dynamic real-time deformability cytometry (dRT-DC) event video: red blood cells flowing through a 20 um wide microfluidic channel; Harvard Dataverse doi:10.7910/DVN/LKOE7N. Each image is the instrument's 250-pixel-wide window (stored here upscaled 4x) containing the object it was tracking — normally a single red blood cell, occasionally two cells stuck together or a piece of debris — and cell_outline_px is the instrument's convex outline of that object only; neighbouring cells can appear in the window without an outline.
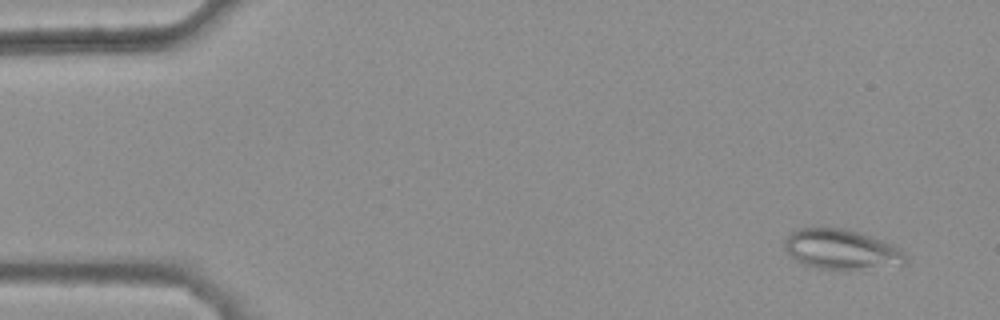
{"species": "common noctule bat (a hibernating species)", "species_latin": "Nyctalus noctula", "temperature_condition": "warm", "stored_images_in_passage": 45, "camera_frame_rate_fps": 3000, "um_per_image_px": 0.085, "animal": {"sex": "female", "body_mass_g": 25.1}, "frame": {"image": 1, "passage_image": 4, "time_ms": 1.0, "image_size_px": [1000, 320], "cell_outline_px": [[904, 264], [844, 272], [816, 268], [804, 264], [796, 260], [784, 248], [784, 240], [796, 228], [844, 228], [860, 232], [872, 236], [892, 244], [900, 248], [904, 252]], "centroid_in_image_um": [71.51, 21.22], "position_along_channel_um": 13.5, "area_um2": 28.67}}
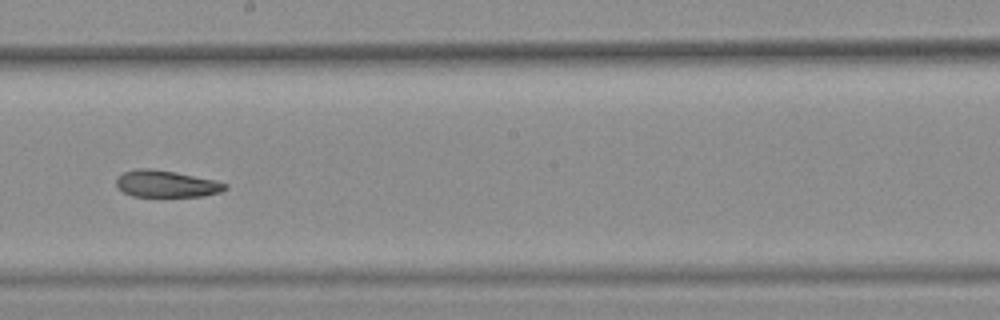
{"frame": {"image": 2, "passage_image": 30, "time_ms": 9.667, "image_size_px": [1000, 320], "cell_outline_px": [[228, 188], [220, 192], [204, 196], [132, 196], [124, 192], [116, 184], [116, 176], [124, 172], [140, 168], [148, 168], [172, 172], [212, 180], [228, 184]], "centroid_in_image_um": [14.11, 15.63], "position_along_channel_um": 234.1, "area_um2": 16.65}}
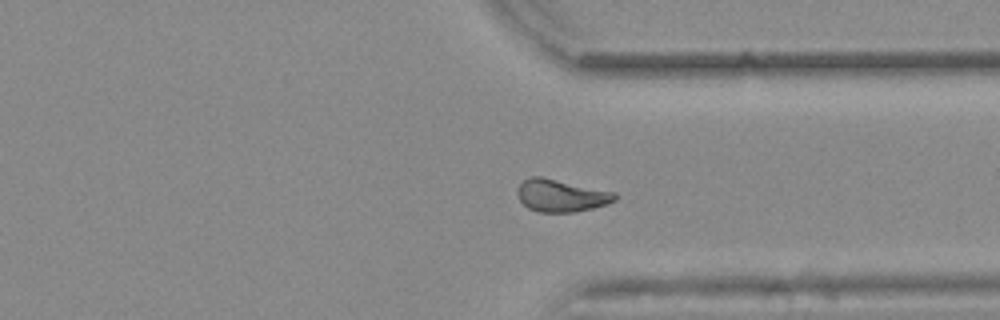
{"frame": {"image": 3, "passage_image": 40, "time_ms": 13.0, "image_size_px": [1000, 320], "cell_outline_px": [[616, 200], [608, 204], [576, 212], [536, 212], [528, 208], [520, 200], [516, 192], [520, 184], [528, 176], [540, 176], [616, 192]], "centroid_in_image_um": [47.69, 16.62], "position_along_channel_um": 363.7, "area_um2": 18.5}, "authors_computed_cell_mechanics": {"area_um2": 18.7272, "velocity_mm_per_s": 3.8729, "shape_relaxation_time_tau1_ms": null, "shape_relaxation_time_tau2_ms": 4.2712, "deformation_change_tau1": null, "deformation_change_tau2": 0.115}}